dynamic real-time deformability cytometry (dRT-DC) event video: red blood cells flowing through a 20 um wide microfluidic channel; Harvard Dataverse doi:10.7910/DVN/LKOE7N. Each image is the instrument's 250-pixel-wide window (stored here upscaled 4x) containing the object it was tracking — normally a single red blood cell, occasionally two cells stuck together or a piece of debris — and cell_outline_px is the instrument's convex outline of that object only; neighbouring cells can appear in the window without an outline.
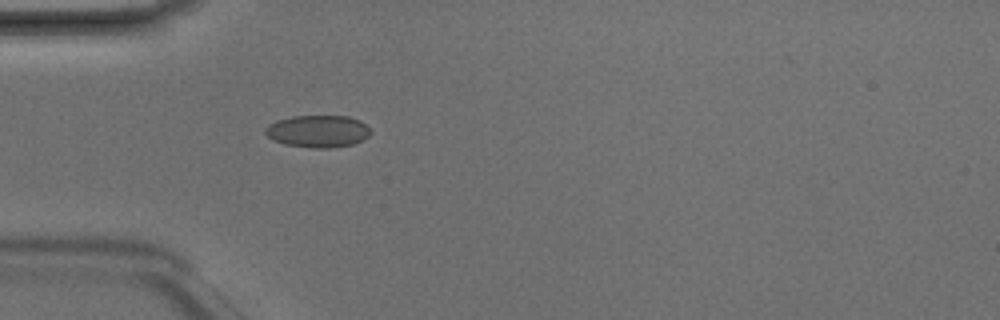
{"species": "Egyptian fruit bat (a non-hibernating species)", "species_latin": "Rousettus aegyptiacus", "temperature_condition": "room temperature", "stored_images_in_passage": 5, "camera_frame_rate_fps": 3000, "um_per_image_px": 0.085, "animal": {"sex": "male"}, "frame": {"image": 1, "passage_image": 5, "time_ms": 1.333, "image_size_px": [1000, 320], "cell_outline_px": [[372, 132], [368, 136], [352, 144], [332, 148], [312, 148], [284, 144], [272, 140], [264, 132], [264, 128], [268, 124], [276, 120], [292, 116], [348, 116], [360, 120]], "centroid_in_image_um": [26.98, 11.15], "position_along_channel_um": 58.0, "area_um2": 19.83}}